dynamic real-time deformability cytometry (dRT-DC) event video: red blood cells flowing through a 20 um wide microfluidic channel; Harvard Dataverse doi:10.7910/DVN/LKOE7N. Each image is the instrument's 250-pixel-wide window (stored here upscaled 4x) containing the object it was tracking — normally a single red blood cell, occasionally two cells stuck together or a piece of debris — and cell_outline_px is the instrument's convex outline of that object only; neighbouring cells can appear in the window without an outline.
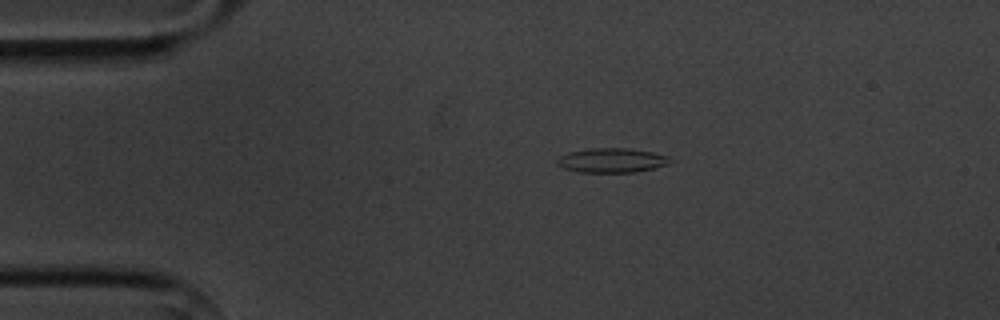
{"species": "common noctule bat (a hibernating species)", "species_latin": "Nyctalus noctula", "temperature_condition": "cold", "stored_images_in_passage": 5, "camera_frame_rate_fps": 3000, "um_per_image_px": 0.085, "animal": {"sex": "male", "body_mass_g": 20.1, "forearm_length_mm": 53.5}, "frame": {"image": 1, "passage_image": 5, "time_ms": 5.667, "image_size_px": [1000, 320], "cell_outline_px": [[672, 160], [664, 164], [652, 168], [636, 172], [576, 172], [560, 168], [556, 164], [556, 160], [560, 156], [568, 152], [592, 148], [628, 148], [652, 152], [668, 156]], "centroid_in_image_um": [51.91, 13.63], "position_along_channel_um": 33.1, "area_um2": 16.07}}